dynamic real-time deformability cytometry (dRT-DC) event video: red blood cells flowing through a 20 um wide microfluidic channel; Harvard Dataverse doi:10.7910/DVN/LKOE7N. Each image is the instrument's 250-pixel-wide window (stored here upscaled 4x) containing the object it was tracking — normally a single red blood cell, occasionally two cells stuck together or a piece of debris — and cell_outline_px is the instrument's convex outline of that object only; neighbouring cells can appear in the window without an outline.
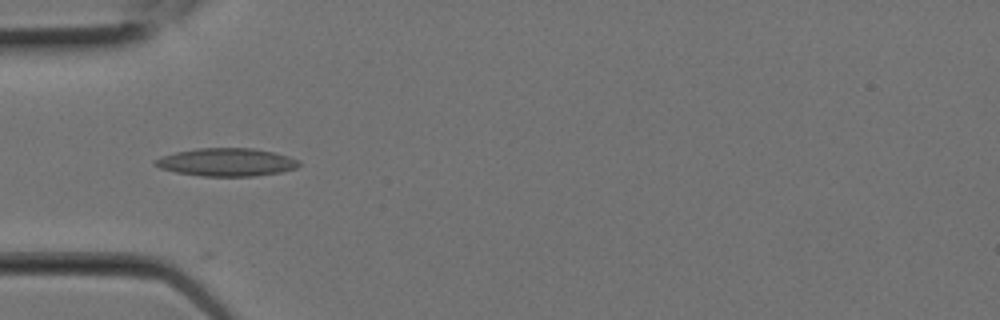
{"species": "Egyptian fruit bat (a non-hibernating species)", "species_latin": "Rousettus aegyptiacus", "temperature_condition": "room temperature", "stored_images_in_passage": 6, "camera_frame_rate_fps": 3000, "um_per_image_px": 0.085, "animal": {"sex": "female"}, "frame": {"image": 1, "passage_image": 5, "time_ms": 1.333, "image_size_px": [1000, 320], "cell_outline_px": [[300, 164], [296, 168], [280, 172], [256, 176], [200, 176], [176, 172], [160, 168], [152, 164], [152, 160], [160, 156], [176, 152], [196, 148], [252, 148], [272, 152], [288, 156], [300, 160]], "centroid_in_image_um": [19.21, 13.78], "position_along_channel_um": 65.8, "area_um2": 23.58}}
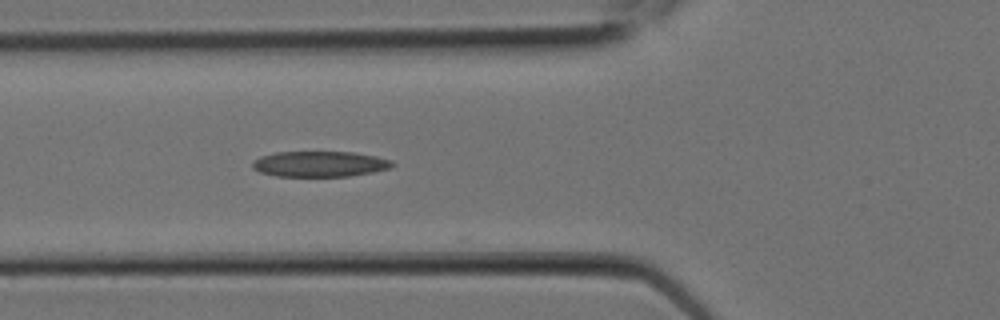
{"frame": {"image": 2, "passage_image": 6, "time_ms": 1.667, "image_size_px": [1000, 320], "cell_outline_px": [[396, 164], [392, 168], [372, 172], [348, 176], [276, 176], [260, 172], [252, 168], [252, 160], [260, 156], [276, 152], [352, 152], [376, 156], [392, 160]], "centroid_in_image_um": [27.18, 13.93], "position_along_channel_um": 98.6, "area_um2": 20.98}}